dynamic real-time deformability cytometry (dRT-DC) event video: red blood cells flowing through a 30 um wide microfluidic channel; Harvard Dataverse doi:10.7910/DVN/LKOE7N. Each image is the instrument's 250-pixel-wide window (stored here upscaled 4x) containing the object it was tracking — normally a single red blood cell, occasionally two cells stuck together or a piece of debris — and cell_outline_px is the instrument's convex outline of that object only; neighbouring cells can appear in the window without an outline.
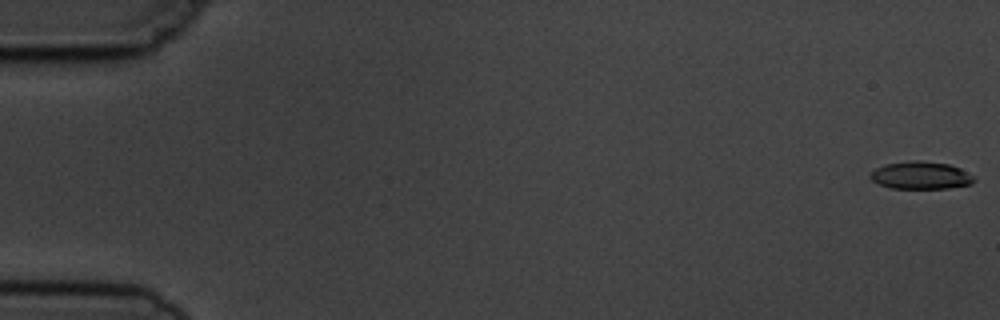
{"species": "common noctule bat (a hibernating species)", "species_latin": "Nyctalus noctula", "temperature_condition": "cold", "stored_images_in_passage": 5, "camera_frame_rate_fps": 3000, "um_per_image_px": 0.085, "animal": {"sex": "male", "body_mass_g": 19.5, "forearm_length_mm": 54.6}, "frame": {"image": 1, "passage_image": 1, "time_ms": 0.0, "image_size_px": [1000, 320], "cell_outline_px": [[976, 180], [972, 184], [948, 188], [892, 188], [880, 184], [872, 180], [868, 176], [876, 168], [884, 164], [916, 160], [920, 160], [948, 164], [960, 168], [976, 176]], "centroid_in_image_um": [78.31, 14.9], "position_along_channel_um": 6.7, "area_um2": 16.7}}
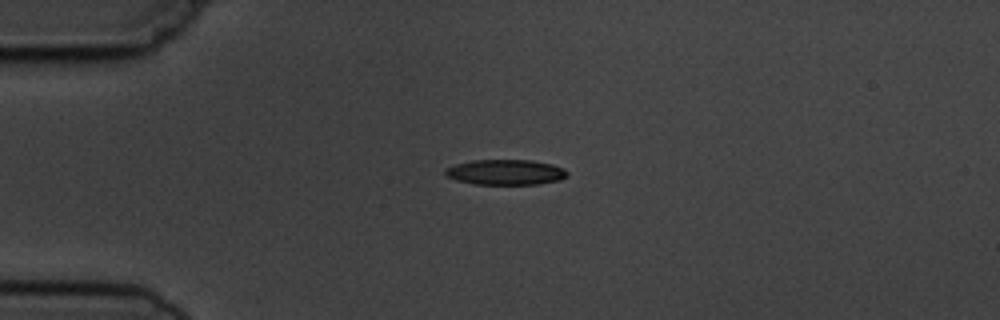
{"frame": {"image": 2, "passage_image": 4, "time_ms": 4.333, "image_size_px": [1000, 320], "cell_outline_px": [[568, 176], [560, 180], [540, 184], [472, 184], [456, 180], [444, 176], [444, 168], [456, 164], [472, 160], [532, 160], [552, 164], [564, 168], [568, 172]], "centroid_in_image_um": [42.96, 14.64], "position_along_channel_um": 42.0, "area_um2": 18.26}}